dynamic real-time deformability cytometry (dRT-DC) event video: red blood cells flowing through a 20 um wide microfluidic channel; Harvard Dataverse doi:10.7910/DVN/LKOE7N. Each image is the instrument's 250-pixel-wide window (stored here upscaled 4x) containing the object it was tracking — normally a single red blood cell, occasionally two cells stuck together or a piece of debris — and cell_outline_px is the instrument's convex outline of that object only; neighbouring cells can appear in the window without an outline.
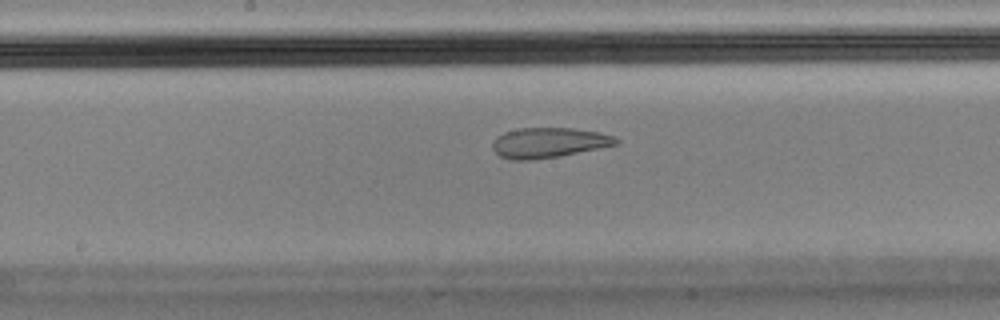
{"species": "Egyptian fruit bat (a non-hibernating species)", "species_latin": "Rousettus aegyptiacus", "temperature_condition": "cold", "stored_images_in_passage": 49, "camera_frame_rate_fps": 3000, "um_per_image_px": 0.085, "animal": {"sex": "male"}, "frame": {"image": 1, "passage_image": 22, "time_ms": 7.0, "image_size_px": [1000, 320], "cell_outline_px": [[620, 140], [616, 144], [560, 156], [528, 160], [512, 160], [500, 156], [492, 148], [492, 144], [496, 136], [504, 132], [520, 128], [572, 128], [600, 132], [616, 136]], "centroid_in_image_um": [46.63, 12.12], "position_along_channel_um": 201.6, "area_um2": 21.62}, "authors_computed_cell_mechanics": {"area_um2": 23.698, "velocity_mm_per_s": 3.5539, "shape_relaxation_time_tau1_ms": null, "shape_relaxation_time_tau2_ms": 1.0605, "deformation_change_tau1": null, "deformation_change_tau2": 0.0675}}